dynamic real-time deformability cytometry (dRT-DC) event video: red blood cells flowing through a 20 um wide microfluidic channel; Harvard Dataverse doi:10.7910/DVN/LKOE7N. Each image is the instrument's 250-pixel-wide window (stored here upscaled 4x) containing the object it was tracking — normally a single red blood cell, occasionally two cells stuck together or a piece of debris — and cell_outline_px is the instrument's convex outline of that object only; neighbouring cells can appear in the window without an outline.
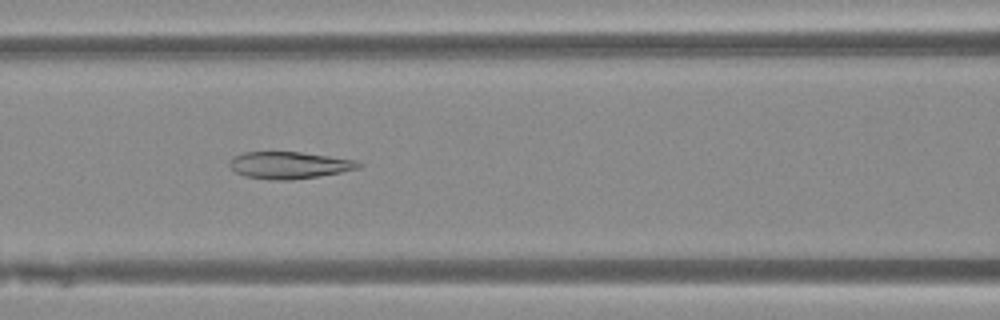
{"species": "Egyptian fruit bat (a non-hibernating species)", "species_latin": "Rousettus aegyptiacus", "temperature_condition": "warm", "stored_images_in_passage": 34, "camera_frame_rate_fps": 3000, "um_per_image_px": 0.085, "animal": {"sex": "female"}, "frame": {"image": 1, "passage_image": 8, "time_ms": 2.333, "image_size_px": [1000, 320], "cell_outline_px": [[364, 164], [360, 168], [340, 172], [292, 180], [268, 180], [244, 176], [236, 172], [228, 164], [236, 156], [244, 152], [300, 152], [356, 160]], "centroid_in_image_um": [24.6, 14.04], "position_along_channel_um": 142.0, "area_um2": 20.11}}
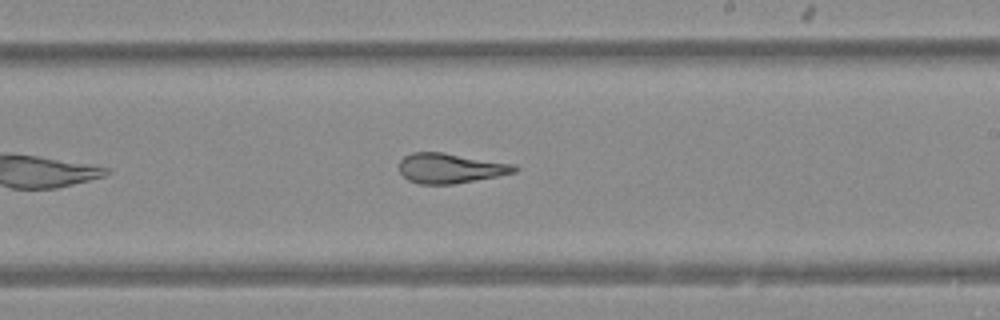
{"frame": {"image": 2, "passage_image": 16, "time_ms": 5.0, "image_size_px": [1000, 320], "cell_outline_px": [[520, 168], [516, 172], [496, 176], [452, 184], [420, 184], [408, 180], [400, 172], [400, 160], [404, 156], [412, 152], [444, 152], [516, 164]], "centroid_in_image_um": [38.3, 14.28], "position_along_channel_um": 250.7, "area_um2": 20.17}}
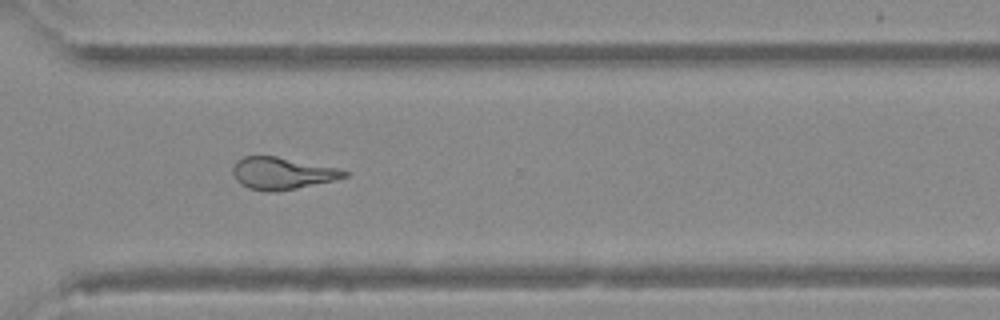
{"frame": {"image": 3, "passage_image": 23, "time_ms": 7.333, "image_size_px": [1000, 320], "cell_outline_px": [[348, 176], [332, 180], [296, 188], [268, 192], [248, 188], [240, 184], [236, 180], [232, 172], [232, 168], [236, 160], [244, 156], [276, 156], [336, 168], [348, 172]], "centroid_in_image_um": [23.9, 14.72], "position_along_channel_um": 346.7, "area_um2": 20.52}}